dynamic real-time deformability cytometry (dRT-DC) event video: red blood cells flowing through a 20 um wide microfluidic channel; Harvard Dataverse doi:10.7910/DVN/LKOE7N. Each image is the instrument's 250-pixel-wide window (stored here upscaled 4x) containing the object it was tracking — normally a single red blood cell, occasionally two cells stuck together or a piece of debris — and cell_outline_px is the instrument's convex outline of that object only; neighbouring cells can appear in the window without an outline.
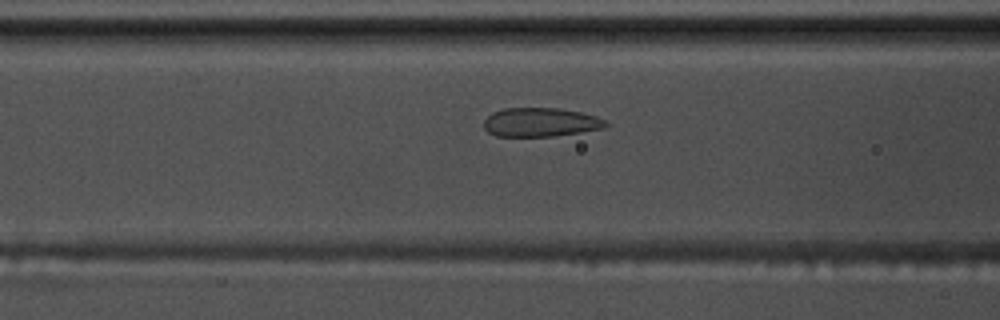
{"species": "common noctule bat (a hibernating species)", "species_latin": "Nyctalus noctula", "temperature_condition": "warm", "stored_images_in_passage": 39, "camera_frame_rate_fps": 3000, "um_per_image_px": 0.085, "animal": {"sex": "male", "body_mass_g": 17.5, "forearm_length_mm": 52.3}, "frame": {"image": 1, "passage_image": 5, "time_ms": 1.333, "image_size_px": [1000, 320], "cell_outline_px": [[608, 124], [604, 128], [580, 132], [552, 136], [496, 136], [488, 132], [484, 128], [484, 120], [492, 112], [504, 108], [560, 108], [580, 112], [596, 116], [604, 120]], "centroid_in_image_um": [45.92, 10.38], "position_along_channel_um": 120.7, "area_um2": 20.46}}
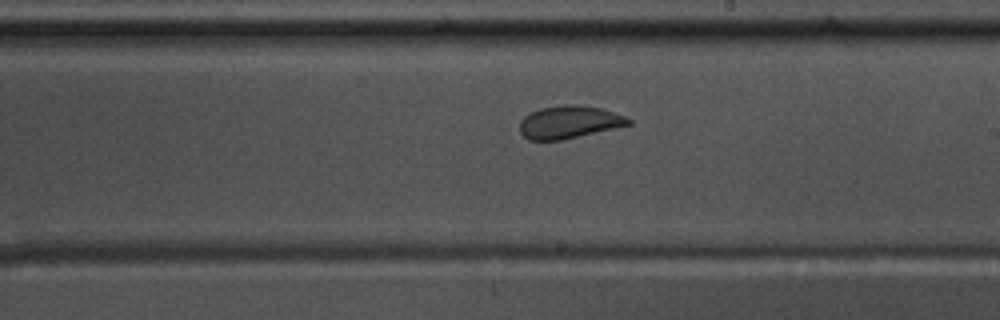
{"frame": {"image": 2, "passage_image": 15, "time_ms": 4.667, "image_size_px": [1000, 320], "cell_outline_px": [[632, 124], [560, 140], [528, 140], [520, 132], [520, 120], [524, 116], [540, 108], [568, 104], [572, 104], [600, 108], [624, 116], [632, 120]], "centroid_in_image_um": [48.35, 10.38], "position_along_channel_um": 240.7, "area_um2": 20.4}}
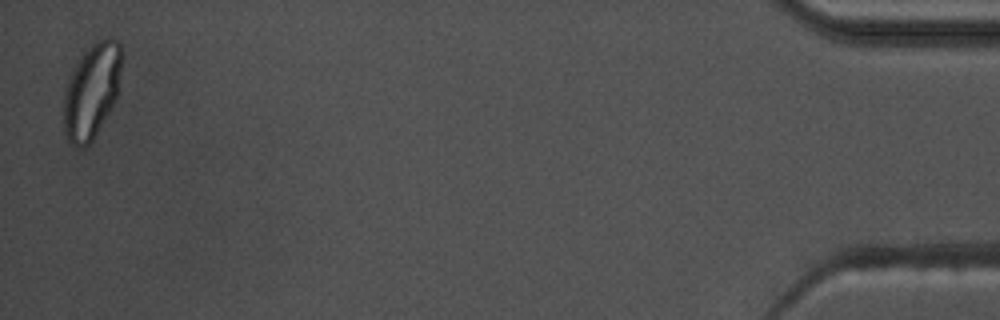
{"frame": {"image": 3, "passage_image": 38, "time_ms": 12.333, "image_size_px": [1000, 320], "cell_outline_px": [[120, 68], [116, 96], [108, 112], [92, 140], [84, 148], [76, 148], [68, 140], [64, 132], [64, 92], [72, 72], [80, 56], [96, 40], [104, 36], [112, 36], [120, 44]], "centroid_in_image_um": [7.77, 7.71], "position_along_channel_um": 427.4, "area_um2": 31.5}}